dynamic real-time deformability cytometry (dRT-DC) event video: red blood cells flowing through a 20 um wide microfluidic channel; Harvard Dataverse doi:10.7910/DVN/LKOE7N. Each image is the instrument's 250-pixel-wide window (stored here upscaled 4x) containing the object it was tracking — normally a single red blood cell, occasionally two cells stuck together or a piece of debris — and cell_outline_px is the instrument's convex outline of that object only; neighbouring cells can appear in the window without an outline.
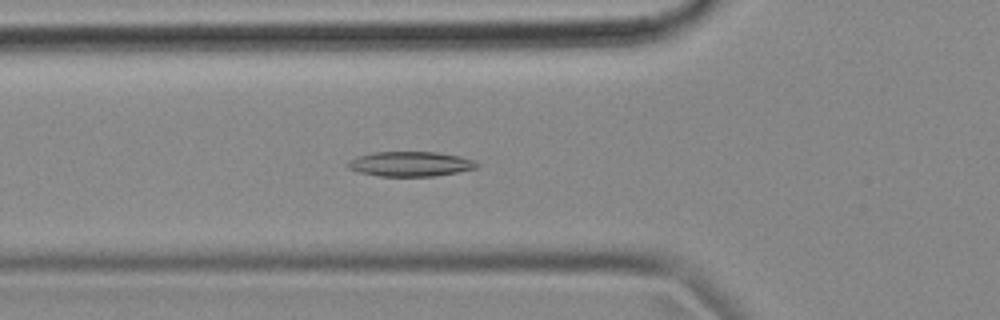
{"species": "common noctule bat (a hibernating species)", "species_latin": "Nyctalus noctula", "temperature_condition": "cold", "stored_images_in_passage": 48, "camera_frame_rate_fps": 3000, "um_per_image_px": 0.085, "animal": {"sex": "female", "body_mass_g": 18.4}, "frame": {"image": 1, "passage_image": 11, "time_ms": 3.333, "image_size_px": [1000, 320], "cell_outline_px": [[480, 164], [476, 168], [436, 176], [380, 176], [356, 172], [348, 168], [348, 164], [352, 160], [360, 156], [372, 152], [436, 152], [460, 156], [472, 160]], "centroid_in_image_um": [34.89, 13.94], "position_along_channel_um": 90.9, "area_um2": 18.5}}
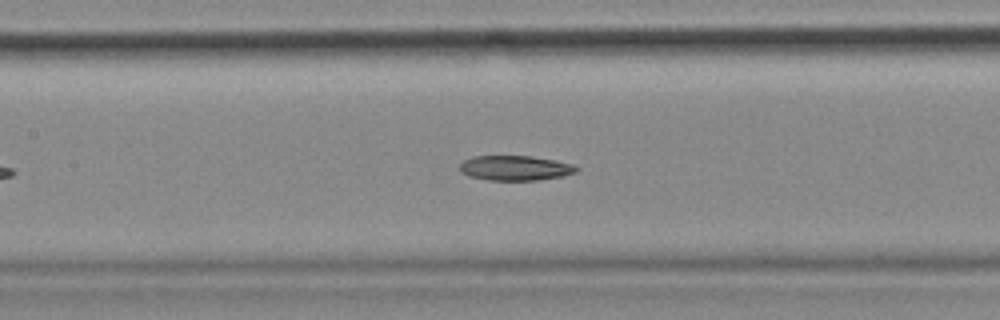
{"frame": {"image": 2, "passage_image": 17, "time_ms": 5.333, "image_size_px": [1000, 320], "cell_outline_px": [[580, 168], [576, 172], [560, 176], [540, 180], [488, 180], [468, 176], [460, 172], [460, 164], [464, 160], [472, 156], [532, 156], [556, 160], [576, 164]], "centroid_in_image_um": [43.81, 14.27], "position_along_channel_um": 163.6, "area_um2": 17.11}}
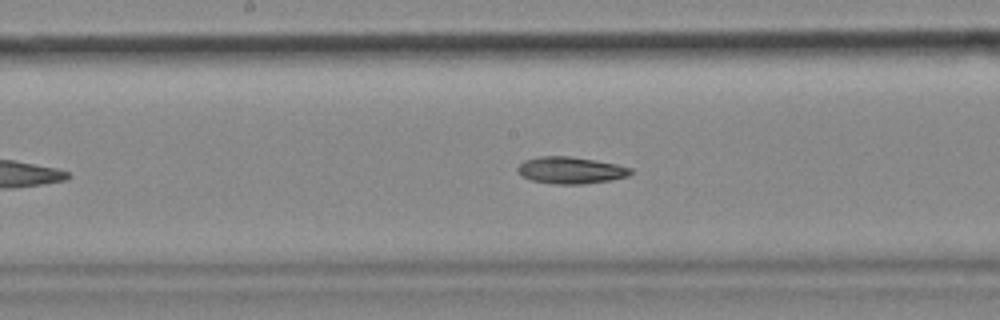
{"frame": {"image": 3, "passage_image": 20, "time_ms": 6.333, "image_size_px": [1000, 320], "cell_outline_px": [[632, 172], [628, 176], [608, 180], [584, 184], [552, 184], [532, 180], [520, 176], [516, 168], [524, 160], [540, 156], [568, 156], [616, 164], [632, 168]], "centroid_in_image_um": [48.46, 14.47], "position_along_channel_um": 199.7, "area_um2": 17.57}, "authors_computed_cell_mechanics": {"area_um2": 18.2359, "velocity_mm_per_s": 3.6206, "shape_relaxation_time_tau1_ms": null, "shape_relaxation_time_tau2_ms": 10.5094, "deformation_change_tau1": null, "deformation_change_tau2": 0.1791}}